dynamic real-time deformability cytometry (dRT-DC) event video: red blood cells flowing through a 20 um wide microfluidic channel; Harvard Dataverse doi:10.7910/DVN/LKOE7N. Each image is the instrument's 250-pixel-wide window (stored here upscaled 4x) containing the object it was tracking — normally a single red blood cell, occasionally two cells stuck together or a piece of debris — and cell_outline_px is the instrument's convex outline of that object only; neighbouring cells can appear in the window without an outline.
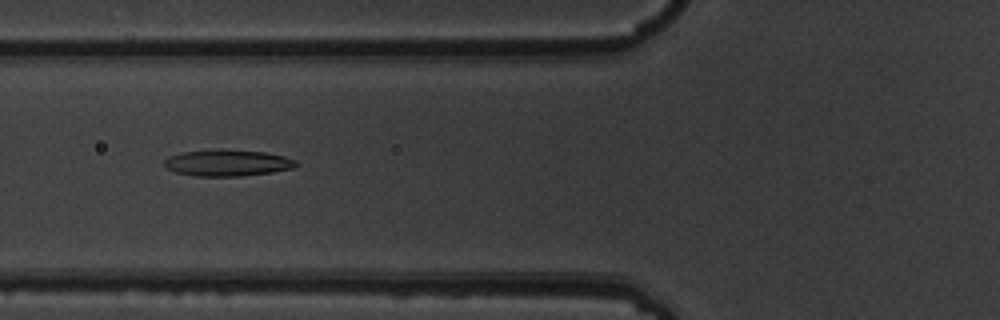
{"species": "common noctule bat (a hibernating species)", "species_latin": "Nyctalus noctula", "temperature_condition": "warm", "stored_images_in_passage": 5, "camera_frame_rate_fps": 3000, "um_per_image_px": 0.085, "animal": {"sex": "male", "body_mass_g": 19.5, "forearm_length_mm": 54.6}, "frame": {"image": 1, "passage_image": 2, "time_ms": 0.333, "image_size_px": [1000, 320], "cell_outline_px": [[296, 164], [292, 168], [272, 172], [240, 176], [192, 176], [176, 172], [168, 168], [164, 164], [164, 160], [168, 156], [180, 152], [216, 148], [264, 152], [284, 156], [296, 160]], "centroid_in_image_um": [19.28, 13.83], "position_along_channel_um": 106.5, "area_um2": 20.46}}
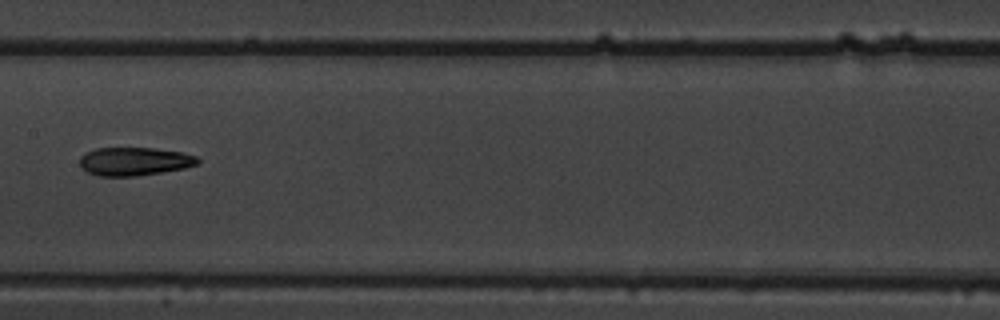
{"frame": {"image": 2, "passage_image": 4, "time_ms": 1.0, "image_size_px": [1000, 320], "cell_outline_px": [[200, 160], [196, 164], [184, 168], [136, 176], [100, 176], [88, 172], [80, 164], [80, 156], [84, 152], [96, 148], [152, 148], [184, 152], [196, 156]], "centroid_in_image_um": [11.41, 13.71], "position_along_channel_um": 196.0, "area_um2": 19.36}}
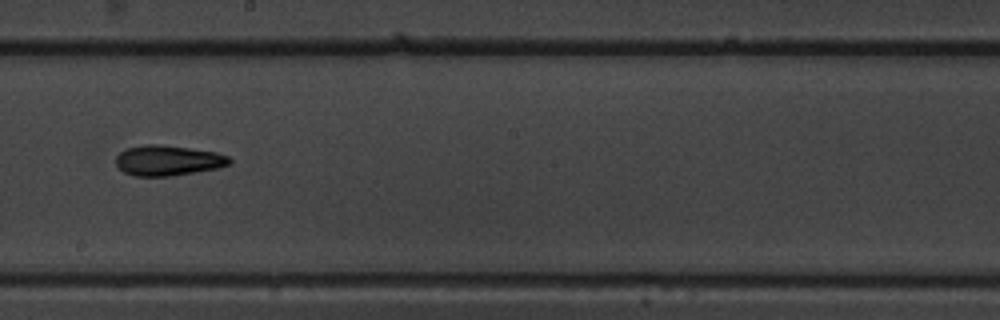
{"frame": {"image": 3, "passage_image": 5, "time_ms": 1.333, "image_size_px": [1000, 320], "cell_outline_px": [[232, 164], [216, 168], [168, 176], [136, 176], [124, 172], [116, 164], [116, 156], [120, 152], [128, 148], [144, 144], [160, 144], [216, 152], [228, 156], [232, 160]], "centroid_in_image_um": [14.27, 13.63], "position_along_channel_um": 233.9, "area_um2": 19.88}}